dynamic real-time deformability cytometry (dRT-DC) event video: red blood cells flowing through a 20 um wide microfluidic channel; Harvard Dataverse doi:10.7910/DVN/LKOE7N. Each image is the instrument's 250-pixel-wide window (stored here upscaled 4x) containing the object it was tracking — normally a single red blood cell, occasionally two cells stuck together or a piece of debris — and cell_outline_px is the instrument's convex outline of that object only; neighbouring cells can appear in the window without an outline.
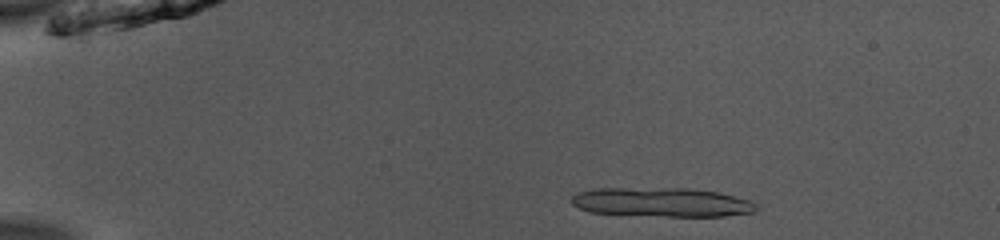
{"species": "common noctule bat (a hibernating species)", "species_latin": "Nyctalus noctula", "temperature_condition": "room temperature", "stored_images_in_passage": 11, "camera_frame_rate_fps": 3000, "um_per_image_px": 0.085, "animal": {"sex": "male", "body_mass_g": 13.0, "forearm_length_mm": 53.1}, "frame": {"image": 1, "passage_image": 5, "time_ms": 1.333, "image_size_px": [1000, 240], "cell_outline_px": [[764, 204], [756, 212], [724, 216], [668, 216], [588, 212], [572, 204], [572, 196], [580, 192], [596, 188], [688, 188], [716, 192], [752, 200]], "centroid_in_image_um": [56.37, 17.19], "position_along_channel_um": 28.6, "area_um2": 31.56}}